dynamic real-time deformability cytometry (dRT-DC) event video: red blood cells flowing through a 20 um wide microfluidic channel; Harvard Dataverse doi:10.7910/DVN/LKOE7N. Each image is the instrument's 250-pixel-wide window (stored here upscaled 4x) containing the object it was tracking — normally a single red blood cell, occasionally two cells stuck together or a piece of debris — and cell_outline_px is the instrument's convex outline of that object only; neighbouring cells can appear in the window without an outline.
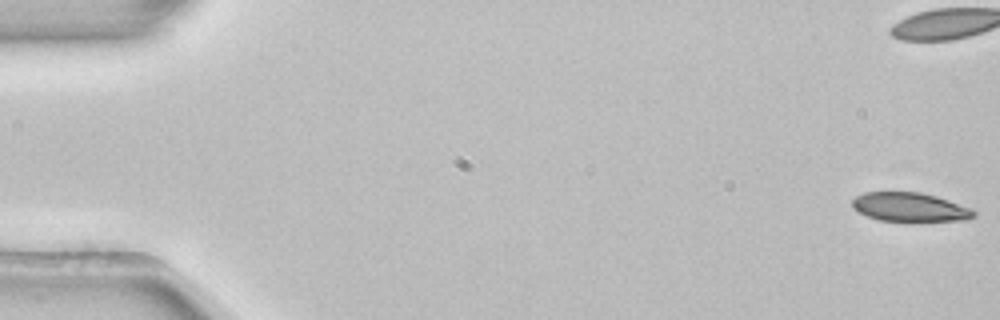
{"species": "common noctule bat (a hibernating species)", "species_latin": "Nyctalus noctula", "temperature_condition": "room temperature", "stored_images_in_passage": 55, "camera_frame_rate_fps": 3000, "um_per_image_px": 0.085, "animal": {"sex": "female", "body_mass_g": 22.7, "forearm_length_mm": 54.2}, "frame": {"image": 1, "passage_image": 1, "time_ms": 0.0, "image_size_px": [1000, 320], "cell_outline_px": [[976, 216], [968, 220], [920, 224], [880, 220], [868, 216], [852, 208], [852, 200], [856, 196], [864, 192], [920, 192], [936, 196], [972, 208], [976, 212]], "centroid_in_image_um": [77.42, 17.66], "position_along_channel_um": 7.6, "area_um2": 21.5}, "authors_computed_cell_mechanics": {"area_um2": 22.253, "velocity_mm_per_s": 3.8567, "shape_relaxation_time_tau1_ms": 4.3816, "shape_relaxation_time_tau2_ms": null, "deformation_change_tau1": 0.115, "deformation_change_tau2": null}}